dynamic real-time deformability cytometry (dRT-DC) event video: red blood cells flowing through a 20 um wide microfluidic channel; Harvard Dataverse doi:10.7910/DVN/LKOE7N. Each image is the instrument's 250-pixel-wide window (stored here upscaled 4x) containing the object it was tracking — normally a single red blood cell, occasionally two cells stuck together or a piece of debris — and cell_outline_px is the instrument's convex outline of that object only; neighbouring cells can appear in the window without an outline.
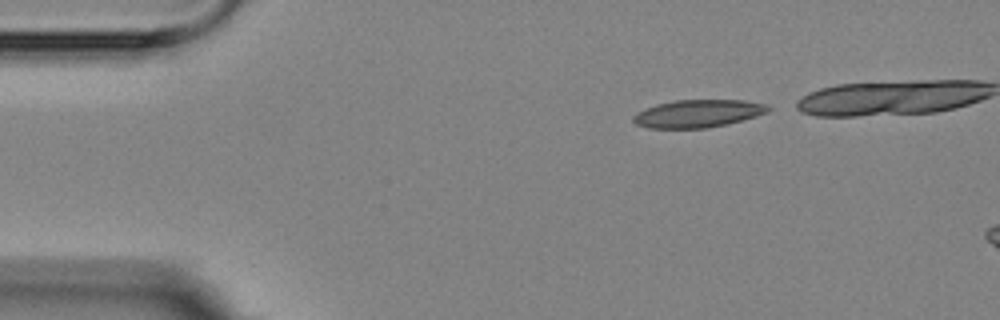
{"species": "Egyptian fruit bat (a non-hibernating species)", "species_latin": "Rousettus aegyptiacus", "temperature_condition": "room temperature", "stored_images_in_passage": 3, "camera_frame_rate_fps": 3000, "um_per_image_px": 0.085, "animal": {"sex": "female"}, "frame": {"image": 1, "passage_image": 1, "time_ms": 0.0, "image_size_px": [1000, 320], "cell_outline_px": [[772, 108], [768, 112], [756, 116], [724, 124], [704, 128], [648, 128], [636, 124], [632, 120], [632, 116], [636, 112], [644, 108], [656, 104], [676, 100], [744, 100], [768, 104]], "centroid_in_image_um": [59.3, 9.64], "position_along_channel_um": 25.7, "area_um2": 21.79}}